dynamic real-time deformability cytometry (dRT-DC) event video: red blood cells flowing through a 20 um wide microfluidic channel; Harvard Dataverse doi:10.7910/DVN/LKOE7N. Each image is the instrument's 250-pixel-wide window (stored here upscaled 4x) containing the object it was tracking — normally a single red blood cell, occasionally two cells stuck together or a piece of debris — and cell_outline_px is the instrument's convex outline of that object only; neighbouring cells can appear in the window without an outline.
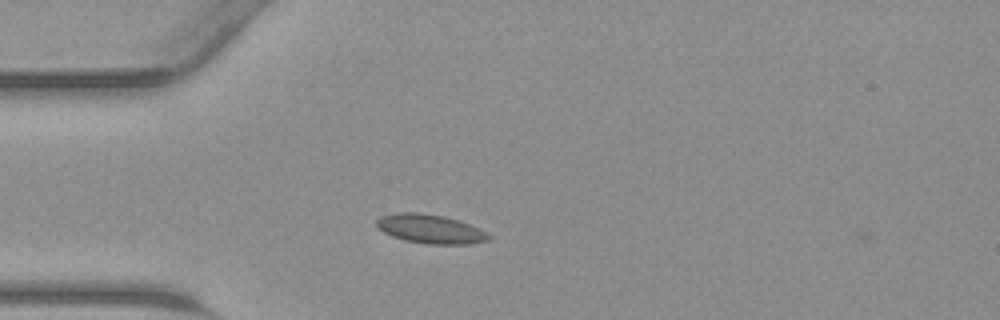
{"species": "common noctule bat (a hibernating species)", "species_latin": "Nyctalus noctula", "temperature_condition": "warm", "stored_images_in_passage": 2, "camera_frame_rate_fps": 3000, "um_per_image_px": 0.085, "animal": {"sex": "male", "body_mass_g": 23.1, "forearm_length_mm": 52.7}, "frame": {"image": 1, "passage_image": 1, "time_ms": 0.0, "image_size_px": [1000, 320], "cell_outline_px": [[492, 236], [488, 240], [468, 244], [428, 244], [404, 240], [392, 236], [376, 228], [376, 220], [380, 216], [396, 212], [420, 212], [444, 216], [468, 224]], "centroid_in_image_um": [36.5, 19.45], "position_along_channel_um": 48.5, "area_um2": 18.84}}